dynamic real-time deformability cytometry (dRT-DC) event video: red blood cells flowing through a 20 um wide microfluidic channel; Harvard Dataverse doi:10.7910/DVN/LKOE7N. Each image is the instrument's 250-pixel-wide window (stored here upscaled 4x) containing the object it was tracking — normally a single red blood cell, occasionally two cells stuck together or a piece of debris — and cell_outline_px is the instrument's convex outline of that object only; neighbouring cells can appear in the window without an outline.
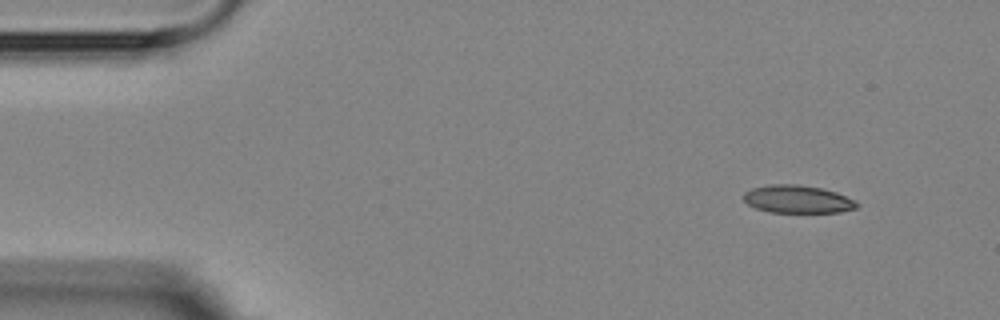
{"species": "Egyptian fruit bat (a non-hibernating species)", "species_latin": "Rousettus aegyptiacus", "temperature_condition": "room temperature", "stored_images_in_passage": 4, "camera_frame_rate_fps": 3000, "um_per_image_px": 0.085, "animal": {"sex": "female"}, "frame": {"image": 1, "passage_image": 1, "time_ms": 0.0, "image_size_px": [1000, 320], "cell_outline_px": [[860, 204], [856, 208], [840, 212], [768, 212], [756, 208], [748, 204], [744, 200], [744, 192], [752, 188], [768, 184], [796, 184], [820, 188], [836, 192], [856, 200]], "centroid_in_image_um": [67.8, 16.93], "position_along_channel_um": 17.2, "area_um2": 18.38}}
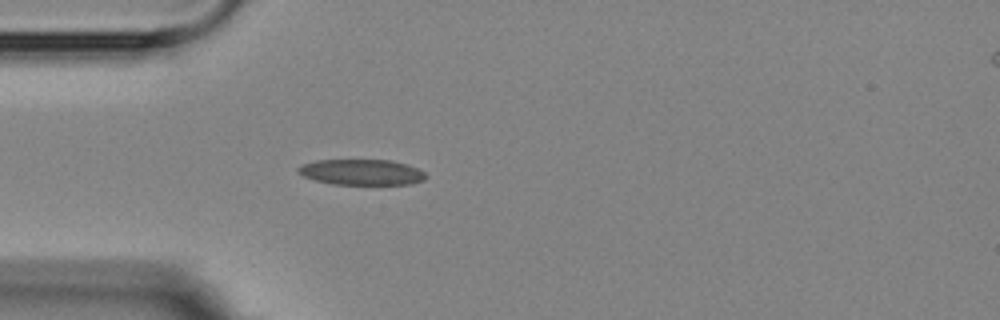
{"frame": {"image": 2, "passage_image": 4, "time_ms": 3.333, "image_size_px": [1000, 320], "cell_outline_px": [[428, 176], [424, 180], [412, 184], [332, 184], [316, 180], [304, 176], [296, 172], [296, 168], [300, 164], [316, 160], [392, 160], [416, 168], [424, 172]], "centroid_in_image_um": [30.7, 14.63], "position_along_channel_um": 54.3, "area_um2": 19.13}}